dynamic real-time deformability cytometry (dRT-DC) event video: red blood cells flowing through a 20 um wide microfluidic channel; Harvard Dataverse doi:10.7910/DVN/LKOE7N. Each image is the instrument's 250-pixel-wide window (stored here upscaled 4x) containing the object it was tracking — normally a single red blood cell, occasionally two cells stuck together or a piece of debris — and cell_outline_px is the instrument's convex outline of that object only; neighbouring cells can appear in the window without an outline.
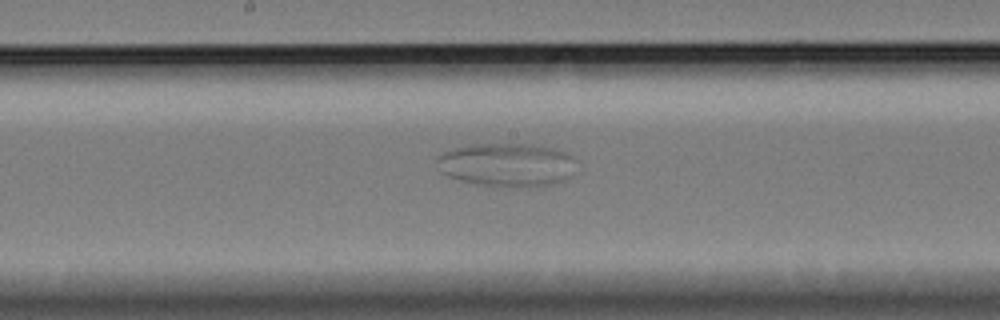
{"species": "Egyptian fruit bat (a non-hibernating species)", "species_latin": "Rousettus aegyptiacus", "temperature_condition": "cold", "stored_images_in_passage": 53, "camera_frame_rate_fps": 3000, "um_per_image_px": 0.085, "animal": {"sex": "female"}, "frame": {"image": 1, "passage_image": 21, "time_ms": 6.667, "image_size_px": [1000, 320], "cell_outline_px": [[576, 160], [572, 176], [568, 180], [556, 184], [532, 188], [504, 188], [476, 184], [460, 180], [448, 176], [440, 172], [436, 160], [436, 156], [444, 152], [456, 148], [472, 144], [532, 144], [552, 148], [564, 152], [572, 156]], "centroid_in_image_um": [43.12, 14.05], "position_along_channel_um": 205.1, "area_um2": 36.24}}